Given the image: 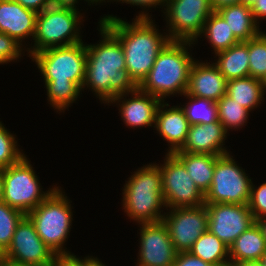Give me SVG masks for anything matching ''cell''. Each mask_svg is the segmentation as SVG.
Listing matches in <instances>:
<instances>
[{"label":"cell","instance_id":"obj_1","mask_svg":"<svg viewBox=\"0 0 266 266\" xmlns=\"http://www.w3.org/2000/svg\"><path fill=\"white\" fill-rule=\"evenodd\" d=\"M99 44L86 45L87 61L82 89L91 88L100 101L108 104L116 96L134 91L138 86L126 70L125 55L119 39L100 21Z\"/></svg>","mask_w":266,"mask_h":266},{"label":"cell","instance_id":"obj_2","mask_svg":"<svg viewBox=\"0 0 266 266\" xmlns=\"http://www.w3.org/2000/svg\"><path fill=\"white\" fill-rule=\"evenodd\" d=\"M149 13L142 12L128 23L108 15L100 21L119 39L129 77L138 86L148 75L159 52L170 41L167 33H159Z\"/></svg>","mask_w":266,"mask_h":266},{"label":"cell","instance_id":"obj_3","mask_svg":"<svg viewBox=\"0 0 266 266\" xmlns=\"http://www.w3.org/2000/svg\"><path fill=\"white\" fill-rule=\"evenodd\" d=\"M191 44L195 43L169 41L159 52L153 67L138 88L162 101L167 96L186 93L190 69L195 62L188 52Z\"/></svg>","mask_w":266,"mask_h":266},{"label":"cell","instance_id":"obj_4","mask_svg":"<svg viewBox=\"0 0 266 266\" xmlns=\"http://www.w3.org/2000/svg\"><path fill=\"white\" fill-rule=\"evenodd\" d=\"M123 189V209L136 223L159 222L163 220L162 174L159 164L139 168L126 181Z\"/></svg>","mask_w":266,"mask_h":266},{"label":"cell","instance_id":"obj_5","mask_svg":"<svg viewBox=\"0 0 266 266\" xmlns=\"http://www.w3.org/2000/svg\"><path fill=\"white\" fill-rule=\"evenodd\" d=\"M58 187L26 216L56 256H72L63 248L72 225L71 202Z\"/></svg>","mask_w":266,"mask_h":266},{"label":"cell","instance_id":"obj_6","mask_svg":"<svg viewBox=\"0 0 266 266\" xmlns=\"http://www.w3.org/2000/svg\"><path fill=\"white\" fill-rule=\"evenodd\" d=\"M82 19L78 9L73 7L50 6L38 13L33 38L35 43L26 50L29 56L47 48L82 42L79 34Z\"/></svg>","mask_w":266,"mask_h":266},{"label":"cell","instance_id":"obj_7","mask_svg":"<svg viewBox=\"0 0 266 266\" xmlns=\"http://www.w3.org/2000/svg\"><path fill=\"white\" fill-rule=\"evenodd\" d=\"M30 58L35 61L44 82H74L82 90L87 61V49L83 41L47 48Z\"/></svg>","mask_w":266,"mask_h":266},{"label":"cell","instance_id":"obj_8","mask_svg":"<svg viewBox=\"0 0 266 266\" xmlns=\"http://www.w3.org/2000/svg\"><path fill=\"white\" fill-rule=\"evenodd\" d=\"M39 179L24 155L17 163L3 168L2 201L25 215L43 202L57 187L43 192Z\"/></svg>","mask_w":266,"mask_h":266},{"label":"cell","instance_id":"obj_9","mask_svg":"<svg viewBox=\"0 0 266 266\" xmlns=\"http://www.w3.org/2000/svg\"><path fill=\"white\" fill-rule=\"evenodd\" d=\"M242 169L229 153L218 156L204 202L248 204L252 179L247 176L245 169Z\"/></svg>","mask_w":266,"mask_h":266},{"label":"cell","instance_id":"obj_10","mask_svg":"<svg viewBox=\"0 0 266 266\" xmlns=\"http://www.w3.org/2000/svg\"><path fill=\"white\" fill-rule=\"evenodd\" d=\"M170 41H198L208 17L214 12L211 0H168L165 5Z\"/></svg>","mask_w":266,"mask_h":266},{"label":"cell","instance_id":"obj_11","mask_svg":"<svg viewBox=\"0 0 266 266\" xmlns=\"http://www.w3.org/2000/svg\"><path fill=\"white\" fill-rule=\"evenodd\" d=\"M163 163L159 168L162 174L165 209L205 204L204 194L196 186L184 164L174 154L167 153Z\"/></svg>","mask_w":266,"mask_h":266},{"label":"cell","instance_id":"obj_12","mask_svg":"<svg viewBox=\"0 0 266 266\" xmlns=\"http://www.w3.org/2000/svg\"><path fill=\"white\" fill-rule=\"evenodd\" d=\"M0 257L21 265L52 266L57 256L37 234L31 220L25 216L17 225L8 249Z\"/></svg>","mask_w":266,"mask_h":266},{"label":"cell","instance_id":"obj_13","mask_svg":"<svg viewBox=\"0 0 266 266\" xmlns=\"http://www.w3.org/2000/svg\"><path fill=\"white\" fill-rule=\"evenodd\" d=\"M164 212L163 222L177 252H188L195 241L208 230L205 204L194 207L171 208Z\"/></svg>","mask_w":266,"mask_h":266},{"label":"cell","instance_id":"obj_14","mask_svg":"<svg viewBox=\"0 0 266 266\" xmlns=\"http://www.w3.org/2000/svg\"><path fill=\"white\" fill-rule=\"evenodd\" d=\"M208 231L230 247L238 236L255 223L248 204L205 203Z\"/></svg>","mask_w":266,"mask_h":266},{"label":"cell","instance_id":"obj_15","mask_svg":"<svg viewBox=\"0 0 266 266\" xmlns=\"http://www.w3.org/2000/svg\"><path fill=\"white\" fill-rule=\"evenodd\" d=\"M139 224L140 249L136 266H173L178 252L164 222Z\"/></svg>","mask_w":266,"mask_h":266},{"label":"cell","instance_id":"obj_16","mask_svg":"<svg viewBox=\"0 0 266 266\" xmlns=\"http://www.w3.org/2000/svg\"><path fill=\"white\" fill-rule=\"evenodd\" d=\"M130 94L131 98H128V100L124 98L126 95L129 96V93H126L116 96L109 103H122H119V112L121 113L123 122L127 126H130L131 128H140L143 126L151 127L153 126L152 124H154L153 127H155L157 111L162 103V100L141 91L138 87L134 91L130 92Z\"/></svg>","mask_w":266,"mask_h":266},{"label":"cell","instance_id":"obj_17","mask_svg":"<svg viewBox=\"0 0 266 266\" xmlns=\"http://www.w3.org/2000/svg\"><path fill=\"white\" fill-rule=\"evenodd\" d=\"M227 79L210 62L195 61L190 69L187 95L217 102L226 94Z\"/></svg>","mask_w":266,"mask_h":266},{"label":"cell","instance_id":"obj_18","mask_svg":"<svg viewBox=\"0 0 266 266\" xmlns=\"http://www.w3.org/2000/svg\"><path fill=\"white\" fill-rule=\"evenodd\" d=\"M37 15L17 1L0 0V33L7 34L23 46V39L34 38Z\"/></svg>","mask_w":266,"mask_h":266},{"label":"cell","instance_id":"obj_19","mask_svg":"<svg viewBox=\"0 0 266 266\" xmlns=\"http://www.w3.org/2000/svg\"><path fill=\"white\" fill-rule=\"evenodd\" d=\"M227 132L220 121L197 124L189 127L183 147L176 152L201 153L221 156L229 153L223 143Z\"/></svg>","mask_w":266,"mask_h":266},{"label":"cell","instance_id":"obj_20","mask_svg":"<svg viewBox=\"0 0 266 266\" xmlns=\"http://www.w3.org/2000/svg\"><path fill=\"white\" fill-rule=\"evenodd\" d=\"M164 102L162 101L158 108L154 128L164 140L170 143L167 152L173 154L183 147L190 124L181 106H173L167 109L170 105ZM165 106L166 109H164Z\"/></svg>","mask_w":266,"mask_h":266},{"label":"cell","instance_id":"obj_21","mask_svg":"<svg viewBox=\"0 0 266 266\" xmlns=\"http://www.w3.org/2000/svg\"><path fill=\"white\" fill-rule=\"evenodd\" d=\"M265 253L266 240L255 222L229 247L230 266L239 262L261 260Z\"/></svg>","mask_w":266,"mask_h":266},{"label":"cell","instance_id":"obj_22","mask_svg":"<svg viewBox=\"0 0 266 266\" xmlns=\"http://www.w3.org/2000/svg\"><path fill=\"white\" fill-rule=\"evenodd\" d=\"M239 41H248L261 33L251 7L243 4L226 6L216 11Z\"/></svg>","mask_w":266,"mask_h":266},{"label":"cell","instance_id":"obj_23","mask_svg":"<svg viewBox=\"0 0 266 266\" xmlns=\"http://www.w3.org/2000/svg\"><path fill=\"white\" fill-rule=\"evenodd\" d=\"M215 55L218 59L214 64L227 81L250 76L248 41H240Z\"/></svg>","mask_w":266,"mask_h":266},{"label":"cell","instance_id":"obj_24","mask_svg":"<svg viewBox=\"0 0 266 266\" xmlns=\"http://www.w3.org/2000/svg\"><path fill=\"white\" fill-rule=\"evenodd\" d=\"M173 154L184 164L196 186L205 195L211 186L218 156L188 152H174Z\"/></svg>","mask_w":266,"mask_h":266},{"label":"cell","instance_id":"obj_25","mask_svg":"<svg viewBox=\"0 0 266 266\" xmlns=\"http://www.w3.org/2000/svg\"><path fill=\"white\" fill-rule=\"evenodd\" d=\"M226 95L247 110L252 111L257 106L259 107L261 101L264 100L265 93L262 80L248 76L227 81Z\"/></svg>","mask_w":266,"mask_h":266},{"label":"cell","instance_id":"obj_26","mask_svg":"<svg viewBox=\"0 0 266 266\" xmlns=\"http://www.w3.org/2000/svg\"><path fill=\"white\" fill-rule=\"evenodd\" d=\"M188 252L213 266H230L229 247L208 230Z\"/></svg>","mask_w":266,"mask_h":266},{"label":"cell","instance_id":"obj_27","mask_svg":"<svg viewBox=\"0 0 266 266\" xmlns=\"http://www.w3.org/2000/svg\"><path fill=\"white\" fill-rule=\"evenodd\" d=\"M211 43L215 54L227 50L231 46L240 42L233 34L228 24L217 12H213L204 23L201 35Z\"/></svg>","mask_w":266,"mask_h":266},{"label":"cell","instance_id":"obj_28","mask_svg":"<svg viewBox=\"0 0 266 266\" xmlns=\"http://www.w3.org/2000/svg\"><path fill=\"white\" fill-rule=\"evenodd\" d=\"M190 101L183 105L181 108L184 110L185 116L190 124H211L218 121L217 104L216 102L199 98L196 96L183 94Z\"/></svg>","mask_w":266,"mask_h":266},{"label":"cell","instance_id":"obj_29","mask_svg":"<svg viewBox=\"0 0 266 266\" xmlns=\"http://www.w3.org/2000/svg\"><path fill=\"white\" fill-rule=\"evenodd\" d=\"M218 120L228 133L229 129H240L247 122L249 110L235 102L228 95H224L217 102Z\"/></svg>","mask_w":266,"mask_h":266},{"label":"cell","instance_id":"obj_30","mask_svg":"<svg viewBox=\"0 0 266 266\" xmlns=\"http://www.w3.org/2000/svg\"><path fill=\"white\" fill-rule=\"evenodd\" d=\"M45 86L48 102L57 112L74 103L82 91L74 82H45Z\"/></svg>","mask_w":266,"mask_h":266},{"label":"cell","instance_id":"obj_31","mask_svg":"<svg viewBox=\"0 0 266 266\" xmlns=\"http://www.w3.org/2000/svg\"><path fill=\"white\" fill-rule=\"evenodd\" d=\"M26 215L0 201V256L8 249L17 225Z\"/></svg>","mask_w":266,"mask_h":266},{"label":"cell","instance_id":"obj_32","mask_svg":"<svg viewBox=\"0 0 266 266\" xmlns=\"http://www.w3.org/2000/svg\"><path fill=\"white\" fill-rule=\"evenodd\" d=\"M250 76L262 80L266 76V33L248 40Z\"/></svg>","mask_w":266,"mask_h":266},{"label":"cell","instance_id":"obj_33","mask_svg":"<svg viewBox=\"0 0 266 266\" xmlns=\"http://www.w3.org/2000/svg\"><path fill=\"white\" fill-rule=\"evenodd\" d=\"M0 121V168L17 163L25 154L17 147L15 136Z\"/></svg>","mask_w":266,"mask_h":266},{"label":"cell","instance_id":"obj_34","mask_svg":"<svg viewBox=\"0 0 266 266\" xmlns=\"http://www.w3.org/2000/svg\"><path fill=\"white\" fill-rule=\"evenodd\" d=\"M248 206L255 221L266 217V182L258 186V188H255L253 183L251 184Z\"/></svg>","mask_w":266,"mask_h":266},{"label":"cell","instance_id":"obj_35","mask_svg":"<svg viewBox=\"0 0 266 266\" xmlns=\"http://www.w3.org/2000/svg\"><path fill=\"white\" fill-rule=\"evenodd\" d=\"M23 47L7 34L0 33V64L12 62L21 57Z\"/></svg>","mask_w":266,"mask_h":266},{"label":"cell","instance_id":"obj_36","mask_svg":"<svg viewBox=\"0 0 266 266\" xmlns=\"http://www.w3.org/2000/svg\"><path fill=\"white\" fill-rule=\"evenodd\" d=\"M102 261L92 256H87L84 259L72 256H57L52 266H99Z\"/></svg>","mask_w":266,"mask_h":266},{"label":"cell","instance_id":"obj_37","mask_svg":"<svg viewBox=\"0 0 266 266\" xmlns=\"http://www.w3.org/2000/svg\"><path fill=\"white\" fill-rule=\"evenodd\" d=\"M173 266H213L190 252H178Z\"/></svg>","mask_w":266,"mask_h":266},{"label":"cell","instance_id":"obj_38","mask_svg":"<svg viewBox=\"0 0 266 266\" xmlns=\"http://www.w3.org/2000/svg\"><path fill=\"white\" fill-rule=\"evenodd\" d=\"M20 3L23 7L40 13L50 7L49 0H14Z\"/></svg>","mask_w":266,"mask_h":266},{"label":"cell","instance_id":"obj_39","mask_svg":"<svg viewBox=\"0 0 266 266\" xmlns=\"http://www.w3.org/2000/svg\"><path fill=\"white\" fill-rule=\"evenodd\" d=\"M111 1H117V2H121V3H127V4H130V5H133V6H140V7H144V10L146 8L149 9V7H156L157 5H160L162 6V9H163V6L166 5V2L168 0H111Z\"/></svg>","mask_w":266,"mask_h":266},{"label":"cell","instance_id":"obj_40","mask_svg":"<svg viewBox=\"0 0 266 266\" xmlns=\"http://www.w3.org/2000/svg\"><path fill=\"white\" fill-rule=\"evenodd\" d=\"M252 14L257 23H259V18L266 19V0H257L251 7Z\"/></svg>","mask_w":266,"mask_h":266},{"label":"cell","instance_id":"obj_41","mask_svg":"<svg viewBox=\"0 0 266 266\" xmlns=\"http://www.w3.org/2000/svg\"><path fill=\"white\" fill-rule=\"evenodd\" d=\"M239 4V0H211V6L214 12L226 6Z\"/></svg>","mask_w":266,"mask_h":266},{"label":"cell","instance_id":"obj_42","mask_svg":"<svg viewBox=\"0 0 266 266\" xmlns=\"http://www.w3.org/2000/svg\"><path fill=\"white\" fill-rule=\"evenodd\" d=\"M91 3L89 0H85ZM78 0H49L50 6H60V7H73L76 8Z\"/></svg>","mask_w":266,"mask_h":266},{"label":"cell","instance_id":"obj_43","mask_svg":"<svg viewBox=\"0 0 266 266\" xmlns=\"http://www.w3.org/2000/svg\"><path fill=\"white\" fill-rule=\"evenodd\" d=\"M231 266H264L261 260L234 263Z\"/></svg>","mask_w":266,"mask_h":266},{"label":"cell","instance_id":"obj_44","mask_svg":"<svg viewBox=\"0 0 266 266\" xmlns=\"http://www.w3.org/2000/svg\"><path fill=\"white\" fill-rule=\"evenodd\" d=\"M255 222L258 224L259 228L262 231L264 239L266 240V217H262V218L256 220Z\"/></svg>","mask_w":266,"mask_h":266},{"label":"cell","instance_id":"obj_45","mask_svg":"<svg viewBox=\"0 0 266 266\" xmlns=\"http://www.w3.org/2000/svg\"><path fill=\"white\" fill-rule=\"evenodd\" d=\"M0 266H28V265L16 264L0 257Z\"/></svg>","mask_w":266,"mask_h":266},{"label":"cell","instance_id":"obj_46","mask_svg":"<svg viewBox=\"0 0 266 266\" xmlns=\"http://www.w3.org/2000/svg\"><path fill=\"white\" fill-rule=\"evenodd\" d=\"M3 197V169L0 168V201H2Z\"/></svg>","mask_w":266,"mask_h":266},{"label":"cell","instance_id":"obj_47","mask_svg":"<svg viewBox=\"0 0 266 266\" xmlns=\"http://www.w3.org/2000/svg\"><path fill=\"white\" fill-rule=\"evenodd\" d=\"M257 0H239V4L252 7Z\"/></svg>","mask_w":266,"mask_h":266},{"label":"cell","instance_id":"obj_48","mask_svg":"<svg viewBox=\"0 0 266 266\" xmlns=\"http://www.w3.org/2000/svg\"><path fill=\"white\" fill-rule=\"evenodd\" d=\"M262 86H263V91L266 94V76L262 79Z\"/></svg>","mask_w":266,"mask_h":266},{"label":"cell","instance_id":"obj_49","mask_svg":"<svg viewBox=\"0 0 266 266\" xmlns=\"http://www.w3.org/2000/svg\"><path fill=\"white\" fill-rule=\"evenodd\" d=\"M89 1L92 3V5H93L94 3L97 4L98 2H99V3H102L103 1L106 2L105 0H89ZM101 1H102V2H101ZM107 2H109V0H108Z\"/></svg>","mask_w":266,"mask_h":266},{"label":"cell","instance_id":"obj_50","mask_svg":"<svg viewBox=\"0 0 266 266\" xmlns=\"http://www.w3.org/2000/svg\"><path fill=\"white\" fill-rule=\"evenodd\" d=\"M261 261H262L263 265L266 266V253L263 255Z\"/></svg>","mask_w":266,"mask_h":266}]
</instances>
